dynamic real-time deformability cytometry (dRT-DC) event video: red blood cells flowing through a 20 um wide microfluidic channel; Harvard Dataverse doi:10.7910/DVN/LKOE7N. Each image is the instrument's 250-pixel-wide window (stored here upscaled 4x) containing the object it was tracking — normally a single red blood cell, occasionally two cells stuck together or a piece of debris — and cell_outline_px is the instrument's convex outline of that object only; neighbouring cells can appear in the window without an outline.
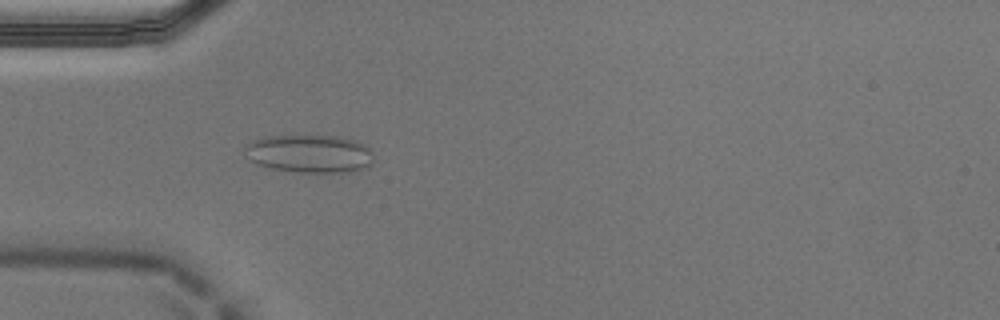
{"species": "Egyptian fruit bat (a non-hibernating species)", "species_latin": "Rousettus aegyptiacus", "temperature_condition": "cold", "stored_images_in_passage": 54, "camera_frame_rate_fps": 3000, "um_per_image_px": 0.085, "animal": {"sex": "male"}, "frame": {"image": 1, "passage_image": 16, "time_ms": 5.0, "image_size_px": [1000, 320], "cell_outline_px": [[372, 164], [352, 172], [296, 172], [272, 168], [260, 164], [252, 160], [244, 148], [252, 140], [264, 136], [340, 136], [356, 140], [368, 144], [372, 148]], "centroid_in_image_um": [26.4, 13.05], "position_along_channel_um": 58.6, "area_um2": 28.55}}